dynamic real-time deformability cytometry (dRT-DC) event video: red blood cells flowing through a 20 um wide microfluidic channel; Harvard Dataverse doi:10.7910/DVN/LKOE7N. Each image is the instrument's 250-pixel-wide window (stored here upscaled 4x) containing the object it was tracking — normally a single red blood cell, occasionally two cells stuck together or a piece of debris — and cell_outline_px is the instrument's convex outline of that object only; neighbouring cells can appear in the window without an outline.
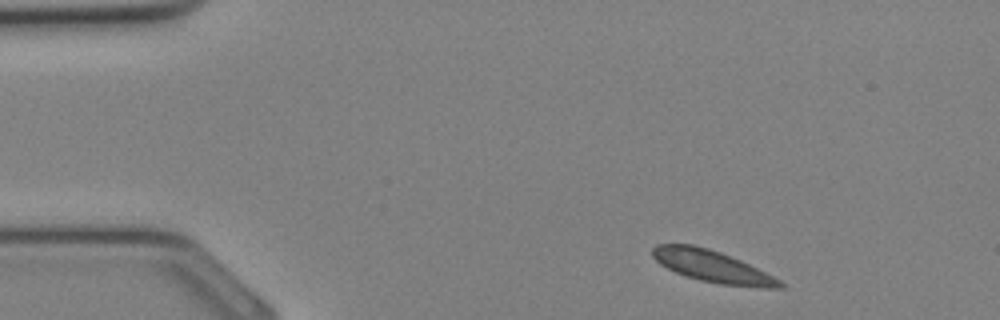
{"species": "Egyptian fruit bat (a non-hibernating species)", "species_latin": "Rousettus aegyptiacus", "temperature_condition": "cold", "stored_images_in_passage": 33, "segment_of_instrument_passage": [1, 2], "camera_frame_rate_fps": 3000, "um_per_image_px": 0.085, "animal": {"sex": "female"}, "frame": {"image": 1, "passage_image": 2, "time_ms": 0.333, "image_size_px": [1000, 320], "cell_outline_px": [[784, 288], [760, 288], [720, 284], [700, 280], [676, 272], [660, 264], [652, 256], [652, 248], [656, 244], [692, 244], [708, 248], [720, 252], [740, 260], [780, 280], [784, 284]], "centroid_in_image_um": [60.53, 22.64], "position_along_channel_um": 24.5, "area_um2": 23.35}}
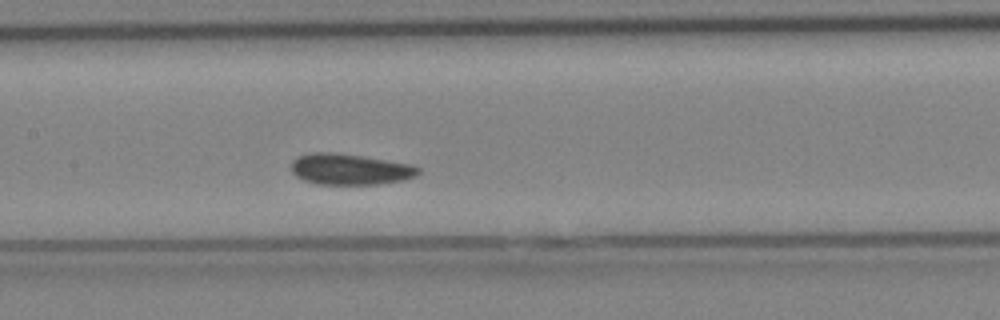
{"frame": {"image": 2, "passage_image": 14, "time_ms": 4.333, "image_size_px": [1000, 320], "cell_outline_px": [[420, 172], [416, 176], [404, 180], [376, 184], [316, 184], [304, 180], [296, 176], [292, 172], [292, 160], [296, 156], [308, 152], [336, 152], [412, 164], [420, 168]], "centroid_in_image_um": [29.73, 14.37], "position_along_channel_um": 177.7, "area_um2": 23.12}}
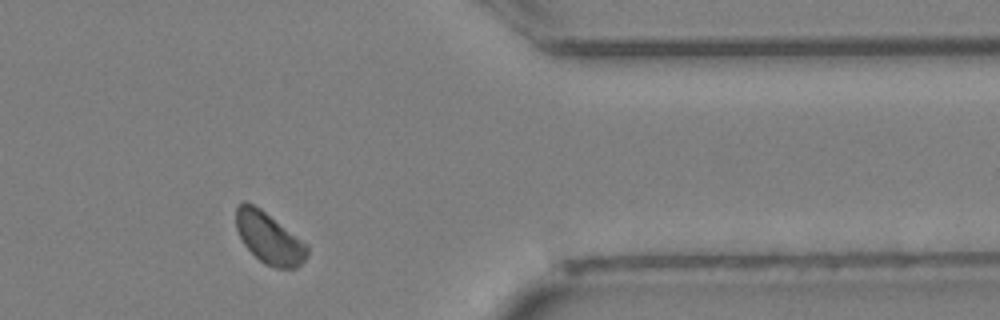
{"frame": {"image": 3, "passage_image": 26, "time_ms": 8.333, "image_size_px": [1000, 320], "cell_outline_px": [[308, 256], [296, 268], [276, 268], [264, 264], [244, 244], [236, 228], [236, 208], [244, 200], [260, 208], [308, 244]], "centroid_in_image_um": [22.89, 20.24], "position_along_channel_um": 388.5, "area_um2": 21.1}}